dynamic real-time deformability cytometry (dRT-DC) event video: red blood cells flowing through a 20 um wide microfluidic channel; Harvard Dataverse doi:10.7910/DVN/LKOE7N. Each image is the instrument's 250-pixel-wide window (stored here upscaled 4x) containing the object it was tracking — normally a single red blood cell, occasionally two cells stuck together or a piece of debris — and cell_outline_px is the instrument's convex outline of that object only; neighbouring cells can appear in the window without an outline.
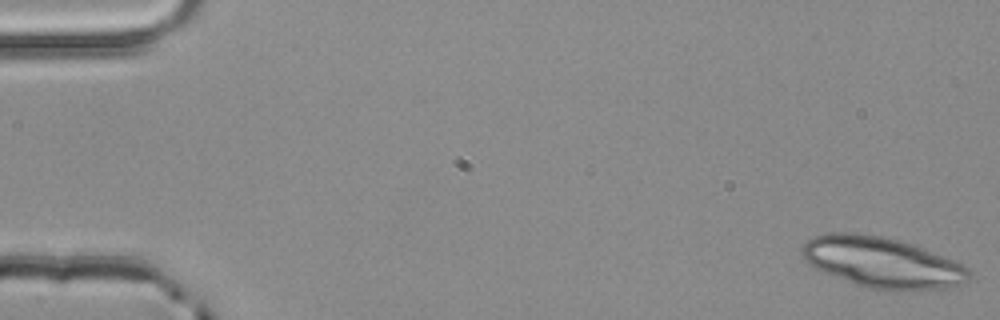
{"species": "common noctule bat (a hibernating species)", "species_latin": "Nyctalus noctula", "temperature_condition": "room temperature", "stored_images_in_passage": 4, "camera_frame_rate_fps": 3000, "um_per_image_px": 0.085, "animal": {"sex": "male", "body_mass_g": 20.4}, "frame": {"image": 1, "passage_image": 1, "time_ms": 0.0, "image_size_px": [1000, 320], "cell_outline_px": [[972, 276], [968, 280], [960, 284], [948, 288], [900, 292], [896, 292], [868, 288], [856, 284], [824, 272], [816, 268], [804, 260], [800, 252], [800, 248], [812, 236], [824, 232], [856, 232], [904, 240], [916, 244], [964, 264], [972, 272]], "centroid_in_image_um": [75.02, 22.3], "position_along_channel_um": 10.0, "area_um2": 50.46}}